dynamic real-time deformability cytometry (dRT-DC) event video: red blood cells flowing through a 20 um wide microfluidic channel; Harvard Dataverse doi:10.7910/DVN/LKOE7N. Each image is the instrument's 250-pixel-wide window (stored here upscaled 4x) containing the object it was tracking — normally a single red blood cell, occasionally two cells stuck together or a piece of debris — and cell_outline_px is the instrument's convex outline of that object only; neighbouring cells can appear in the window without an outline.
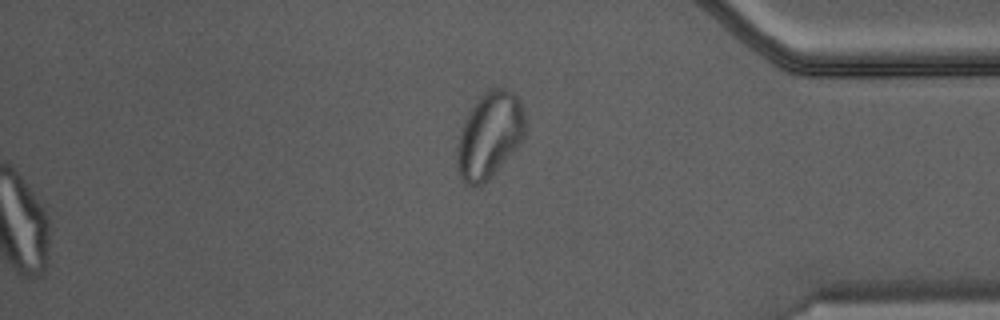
{"species": "Egyptian fruit bat (a non-hibernating species)", "species_latin": "Rousettus aegyptiacus", "temperature_condition": "warm", "stored_images_in_passage": 37, "camera_frame_rate_fps": 3000, "um_per_image_px": 0.085, "animal": {"sex": "male"}, "frame": {"image": 1, "passage_image": 37, "time_ms": 12.0, "image_size_px": [1000, 320], "cell_outline_px": [[528, 128], [520, 144], [492, 176], [484, 184], [468, 184], [460, 176], [456, 156], [456, 148], [460, 128], [472, 104], [488, 88], [508, 88], [520, 100], [524, 112]], "centroid_in_image_um": [41.63, 11.44], "position_along_channel_um": 393.6, "area_um2": 34.56}}